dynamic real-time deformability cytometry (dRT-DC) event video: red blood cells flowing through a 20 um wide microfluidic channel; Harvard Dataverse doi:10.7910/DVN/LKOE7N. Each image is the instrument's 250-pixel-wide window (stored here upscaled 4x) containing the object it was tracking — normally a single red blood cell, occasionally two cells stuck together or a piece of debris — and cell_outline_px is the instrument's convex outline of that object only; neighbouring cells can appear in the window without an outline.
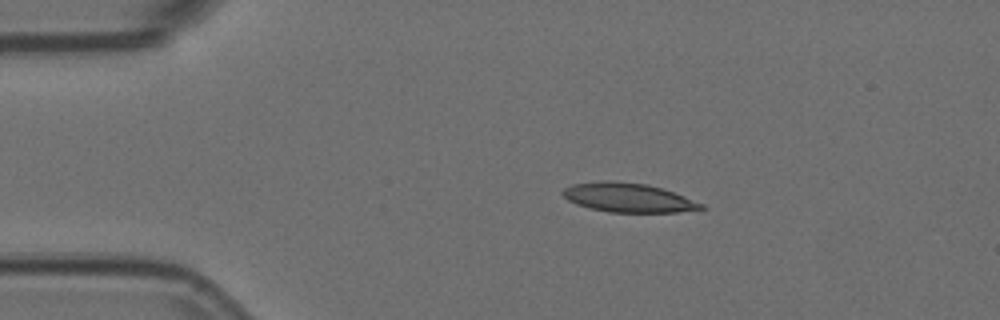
{"species": "Egyptian fruit bat (a non-hibernating species)", "species_latin": "Rousettus aegyptiacus", "temperature_condition": "room temperature", "stored_images_in_passage": 8, "camera_frame_rate_fps": 3000, "um_per_image_px": 0.085, "animal": {"sex": "female"}, "frame": {"image": 1, "passage_image": 1, "time_ms": 0.0, "image_size_px": [1000, 320], "cell_outline_px": [[708, 208], [676, 212], [608, 212], [588, 208], [576, 204], [568, 200], [560, 192], [564, 188], [572, 184], [600, 180], [608, 180], [648, 184], [684, 196], [704, 204]], "centroid_in_image_um": [53.36, 16.79], "position_along_channel_um": 31.6, "area_um2": 23.58}}
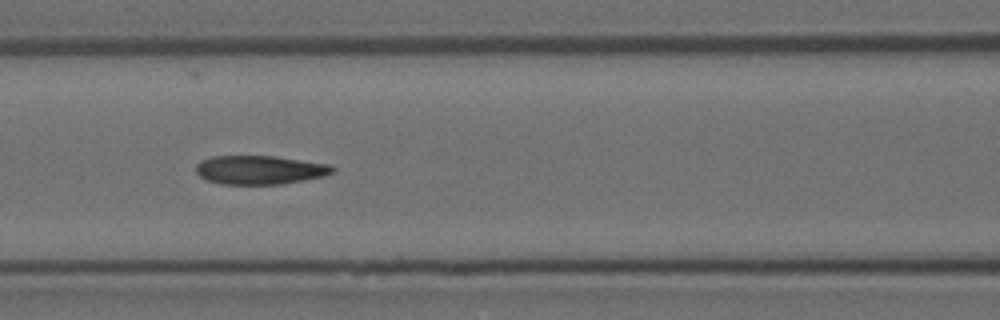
{"frame": {"image": 2, "passage_image": 5, "time_ms": 1.333, "image_size_px": [1000, 320], "cell_outline_px": [[336, 172], [324, 176], [284, 184], [220, 184], [208, 180], [200, 176], [196, 172], [196, 164], [200, 160], [212, 156], [276, 156], [332, 164], [336, 168]], "centroid_in_image_um": [22.13, 14.43], "position_along_channel_um": 144.5, "area_um2": 23.24}}
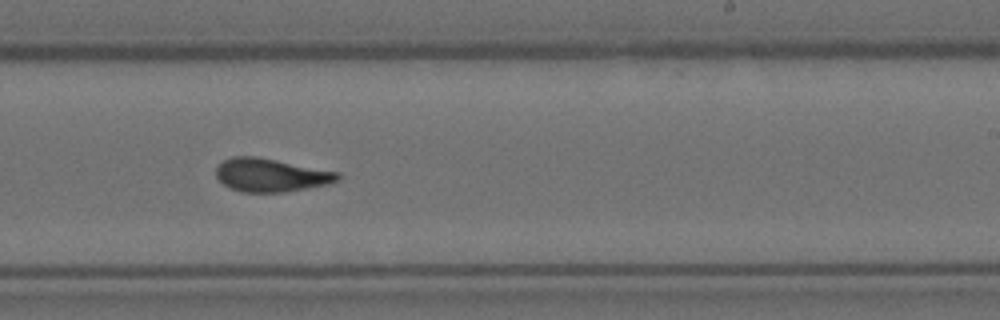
{"frame": {"image": 3, "passage_image": 8, "time_ms": 2.333, "image_size_px": [1000, 320], "cell_outline_px": [[340, 180], [328, 184], [284, 192], [240, 192], [224, 184], [216, 176], [216, 168], [224, 160], [232, 156], [256, 156], [340, 172]], "centroid_in_image_um": [23.04, 14.88], "position_along_channel_um": 266.0, "area_um2": 23.52}}